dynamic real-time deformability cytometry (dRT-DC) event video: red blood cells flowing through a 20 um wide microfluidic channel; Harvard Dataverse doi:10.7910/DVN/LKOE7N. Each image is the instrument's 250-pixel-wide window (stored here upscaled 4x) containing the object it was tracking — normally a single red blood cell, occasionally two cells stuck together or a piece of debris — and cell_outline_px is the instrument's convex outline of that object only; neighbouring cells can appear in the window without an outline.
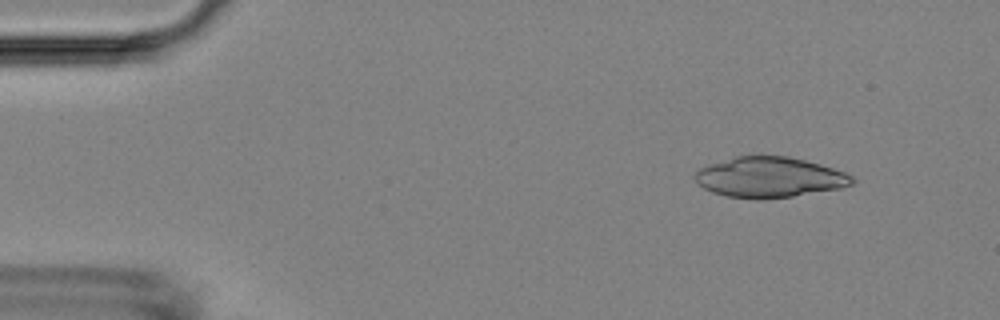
{"species": "Egyptian fruit bat (a non-hibernating species)", "species_latin": "Rousettus aegyptiacus", "temperature_condition": "room temperature", "stored_images_in_passage": 52, "camera_frame_rate_fps": 3000, "um_per_image_px": 0.085, "animal": {"sex": "female"}, "frame": {"image": 1, "passage_image": 5, "time_ms": 1.333, "image_size_px": [1000, 320], "cell_outline_px": [[856, 180], [852, 184], [840, 188], [792, 196], [764, 200], [756, 200], [728, 196], [712, 192], [704, 188], [696, 180], [696, 172], [700, 168], [708, 164], [736, 156], [788, 156], [820, 164], [844, 172], [852, 176]], "centroid_in_image_um": [65.41, 15.08], "position_along_channel_um": 19.6, "area_um2": 36.88}}